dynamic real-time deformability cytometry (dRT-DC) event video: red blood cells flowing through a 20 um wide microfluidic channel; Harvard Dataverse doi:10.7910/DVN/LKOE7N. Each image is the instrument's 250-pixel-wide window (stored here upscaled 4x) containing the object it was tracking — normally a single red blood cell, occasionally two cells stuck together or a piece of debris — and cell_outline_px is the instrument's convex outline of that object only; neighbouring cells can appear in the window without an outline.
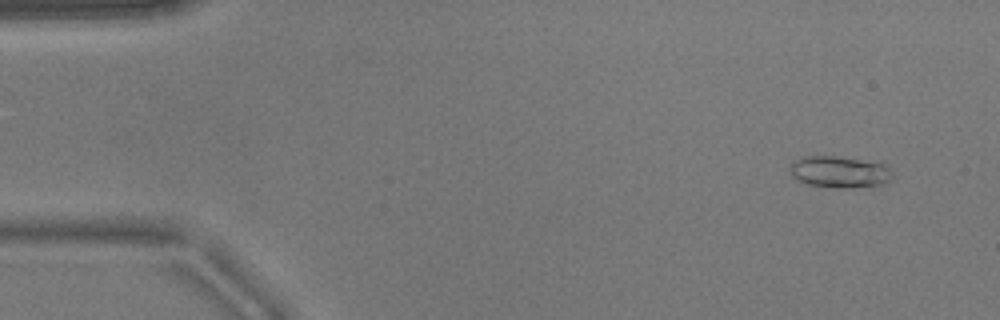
{"species": "common noctule bat (a hibernating species)", "species_latin": "Nyctalus noctula", "temperature_condition": "warm", "stored_images_in_passage": 49, "camera_frame_rate_fps": 3000, "um_per_image_px": 0.085, "animal": {"sex": "male", "body_mass_g": 17.9}, "frame": {"image": 1, "passage_image": 1, "time_ms": 0.0, "image_size_px": [1000, 320], "cell_outline_px": [[892, 180], [888, 184], [852, 188], [844, 188], [808, 184], [796, 180], [792, 176], [792, 164], [796, 160], [804, 156], [836, 156], [880, 164], [888, 168], [892, 172]], "centroid_in_image_um": [71.39, 14.64], "position_along_channel_um": 13.6, "area_um2": 18.55}}
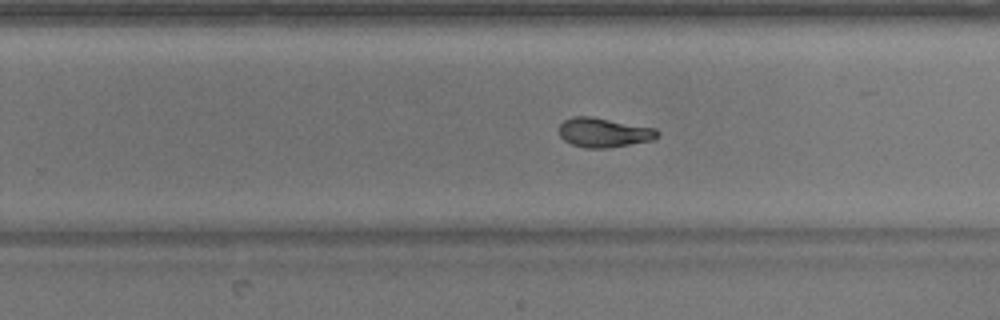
{"frame": {"image": 2, "passage_image": 30, "time_ms": 9.667, "image_size_px": [1000, 320], "cell_outline_px": [[660, 132], [656, 140], [604, 148], [584, 148], [572, 144], [564, 140], [560, 136], [560, 124], [564, 120], [572, 116], [592, 116], [656, 128]], "centroid_in_image_um": [51.35, 11.26], "position_along_channel_um": 278.4, "area_um2": 16.99}}
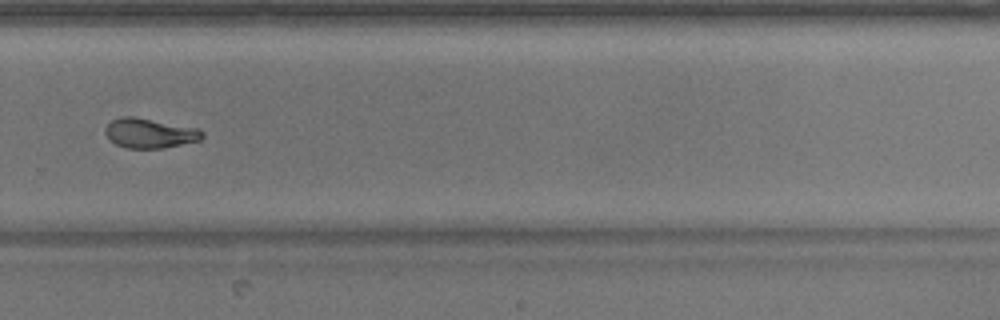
{"frame": {"image": 3, "passage_image": 33, "time_ms": 10.667, "image_size_px": [1000, 320], "cell_outline_px": [[204, 136], [200, 140], [164, 148], [128, 148], [116, 144], [104, 132], [104, 128], [112, 120], [120, 116], [132, 116], [196, 128], [204, 132]], "centroid_in_image_um": [12.72, 11.32], "position_along_channel_um": 317.1, "area_um2": 16.59}, "authors_computed_cell_mechanics": {"area_um2": 17.051, "velocity_mm_per_s": 3.8664, "shape_relaxation_time_tau1_ms": 4.8649, "shape_relaxation_time_tau2_ms": 3.1628, "deformation_change_tau1": 0.1554, "deformation_change_tau2": 0.0855}}